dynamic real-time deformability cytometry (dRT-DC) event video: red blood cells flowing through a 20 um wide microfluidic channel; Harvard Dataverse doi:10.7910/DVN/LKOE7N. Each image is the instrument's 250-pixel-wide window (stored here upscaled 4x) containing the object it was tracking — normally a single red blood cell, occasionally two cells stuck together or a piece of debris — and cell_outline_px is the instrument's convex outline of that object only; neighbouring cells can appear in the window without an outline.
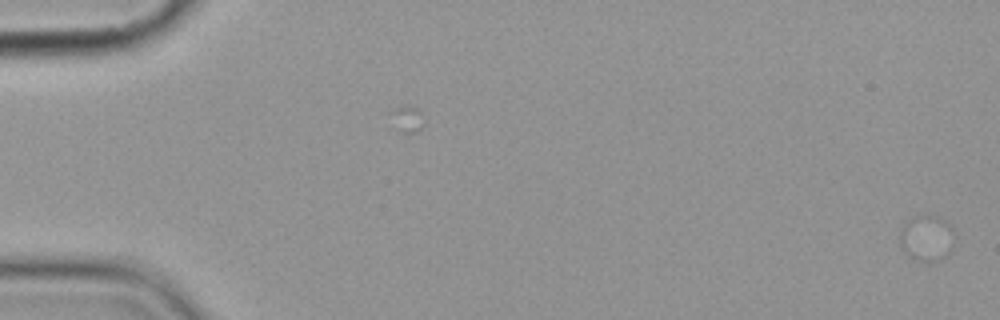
{"species": "common noctule bat (a hibernating species)", "species_latin": "Nyctalus noctula", "temperature_condition": "cold", "stored_images_in_passage": 2, "camera_frame_rate_fps": 3000, "um_per_image_px": 0.085, "animal": {"sex": "female", "body_mass_g": 19.9}, "frame": {"image": 1, "passage_image": 2, "time_ms": 1.0, "image_size_px": [1000, 320], "cell_outline_px": [[956, 236], [952, 248], [948, 256], [940, 260], [928, 264], [916, 260], [908, 256], [900, 248], [900, 232], [908, 220], [912, 216], [940, 216], [952, 224], [956, 232]], "centroid_in_image_um": [78.84, 20.27], "position_along_channel_um": 6.2, "area_um2": 15.37}}